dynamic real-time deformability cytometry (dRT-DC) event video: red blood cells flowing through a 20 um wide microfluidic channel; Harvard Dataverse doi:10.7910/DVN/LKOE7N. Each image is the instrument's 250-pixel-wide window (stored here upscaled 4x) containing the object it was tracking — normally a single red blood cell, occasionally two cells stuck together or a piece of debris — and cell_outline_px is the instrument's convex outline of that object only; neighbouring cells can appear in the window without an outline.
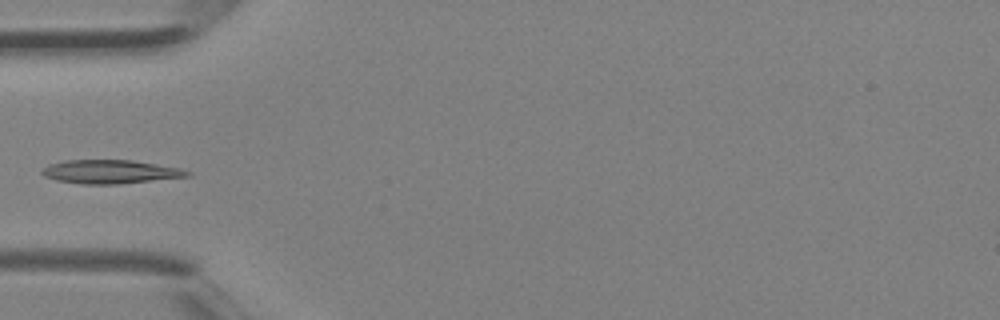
{"species": "Egyptian fruit bat (a non-hibernating species)", "species_latin": "Rousettus aegyptiacus", "temperature_condition": "room temperature", "stored_images_in_passage": 3, "camera_frame_rate_fps": 3000, "um_per_image_px": 0.085, "animal": {"sex": "female"}, "frame": {"image": 1, "passage_image": 3, "time_ms": 0.667, "image_size_px": [1000, 320], "cell_outline_px": [[192, 172], [188, 176], [120, 184], [84, 184], [56, 180], [44, 176], [40, 172], [48, 164], [64, 160], [132, 160], [180, 168]], "centroid_in_image_um": [9.34, 14.59], "position_along_channel_um": 75.7, "area_um2": 19.94}}